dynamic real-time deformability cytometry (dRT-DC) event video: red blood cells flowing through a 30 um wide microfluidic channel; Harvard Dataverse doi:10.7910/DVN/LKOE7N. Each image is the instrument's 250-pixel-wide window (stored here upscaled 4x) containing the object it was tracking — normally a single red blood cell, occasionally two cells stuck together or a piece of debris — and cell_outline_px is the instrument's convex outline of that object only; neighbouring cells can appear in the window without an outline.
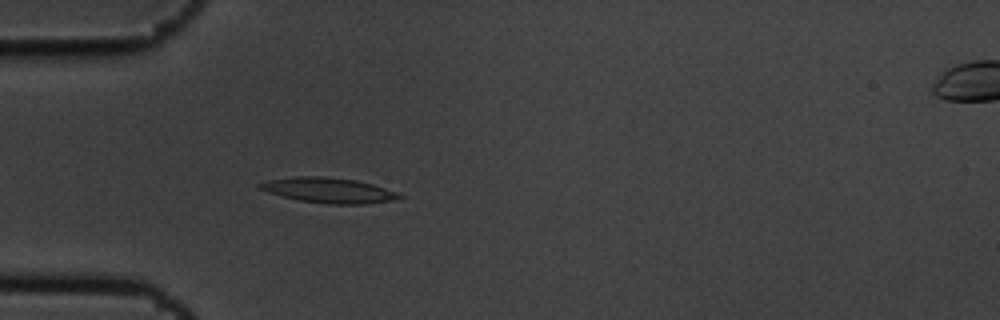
{"species": "common noctule bat (a hibernating species)", "species_latin": "Nyctalus noctula", "temperature_condition": "cold", "stored_images_in_passage": 3, "camera_frame_rate_fps": 3000, "um_per_image_px": 0.085, "animal": {"sex": "male", "body_mass_g": 19.5, "forearm_length_mm": 54.6}, "frame": {"image": 1, "passage_image": 3, "time_ms": 0.667, "image_size_px": [1000, 320], "cell_outline_px": [[404, 196], [392, 200], [364, 204], [328, 204], [296, 200], [280, 196], [268, 192], [260, 188], [256, 184], [268, 180], [296, 176], [324, 176], [356, 180], [372, 184], [396, 192]], "centroid_in_image_um": [27.89, 16.17], "position_along_channel_um": 57.1, "area_um2": 20.46}}